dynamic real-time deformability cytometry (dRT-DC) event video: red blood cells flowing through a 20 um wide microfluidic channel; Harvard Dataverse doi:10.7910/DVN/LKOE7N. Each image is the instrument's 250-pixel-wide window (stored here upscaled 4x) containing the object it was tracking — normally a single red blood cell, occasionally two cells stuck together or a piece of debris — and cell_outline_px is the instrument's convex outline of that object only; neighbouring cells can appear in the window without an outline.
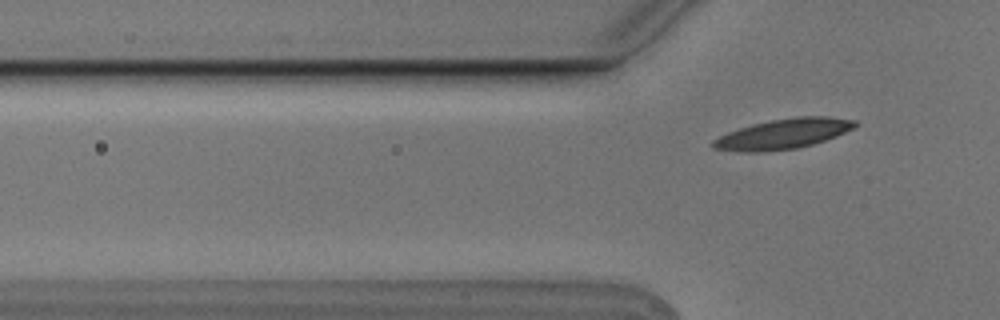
{"species": "Egyptian fruit bat (a non-hibernating species)", "species_latin": "Rousettus aegyptiacus", "temperature_condition": "cold", "stored_images_in_passage": 7, "camera_frame_rate_fps": 3000, "um_per_image_px": 0.085, "animal": {"sex": "male"}, "frame": {"image": 1, "passage_image": 7, "time_ms": 2.0, "image_size_px": [1000, 320], "cell_outline_px": [[860, 124], [856, 128], [836, 136], [812, 144], [796, 148], [764, 152], [740, 152], [712, 148], [712, 140], [728, 132], [740, 128], [772, 120], [796, 116], [828, 116], [856, 120]], "centroid_in_image_um": [66.62, 11.38], "position_along_channel_um": 59.2, "area_um2": 24.91}}